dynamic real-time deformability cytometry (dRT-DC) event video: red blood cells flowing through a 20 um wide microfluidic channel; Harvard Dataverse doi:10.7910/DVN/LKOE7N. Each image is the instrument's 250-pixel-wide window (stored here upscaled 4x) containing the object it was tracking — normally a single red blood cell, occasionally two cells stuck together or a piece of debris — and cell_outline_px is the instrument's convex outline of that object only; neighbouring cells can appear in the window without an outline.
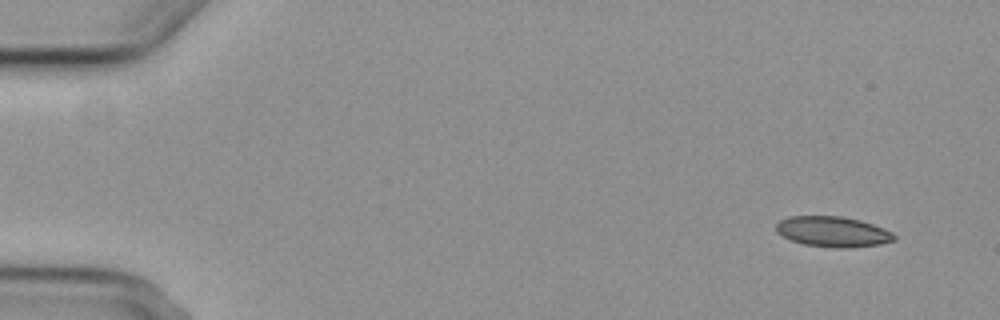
{"species": "common noctule bat (a hibernating species)", "species_latin": "Nyctalus noctula", "temperature_condition": "cold", "stored_images_in_passage": 8, "camera_frame_rate_fps": 3000, "um_per_image_px": 0.085, "animal": {"sex": "female", "body_mass_g": 29.2, "forearm_length_mm": 56.3}, "frame": {"image": 1, "passage_image": 1, "time_ms": 0.0, "image_size_px": [1000, 320], "cell_outline_px": [[896, 240], [880, 244], [848, 248], [836, 248], [804, 244], [792, 240], [776, 232], [776, 224], [780, 220], [788, 216], [844, 216], [860, 220], [884, 228], [892, 232], [896, 236]], "centroid_in_image_um": [70.81, 19.69], "position_along_channel_um": 14.2, "area_um2": 20.98}}
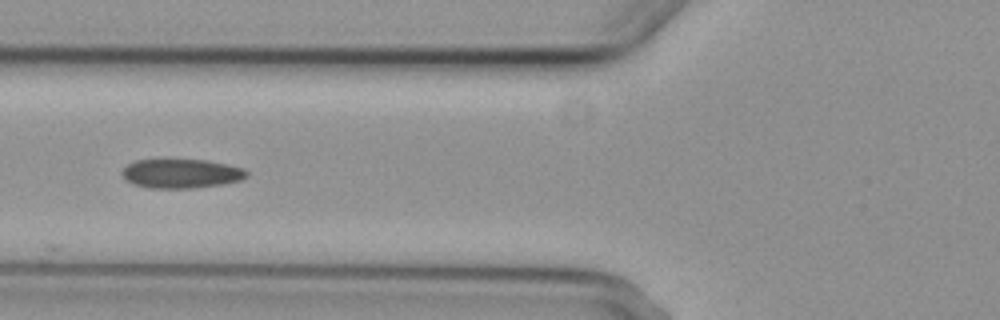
{"frame": {"image": 2, "passage_image": 6, "time_ms": 6.0, "image_size_px": [1000, 320], "cell_outline_px": [[248, 176], [240, 180], [224, 184], [192, 188], [148, 188], [132, 184], [124, 180], [120, 172], [128, 164], [136, 160], [204, 160], [228, 164], [244, 168], [248, 172]], "centroid_in_image_um": [15.39, 14.76], "position_along_channel_um": 110.4, "area_um2": 21.33}}
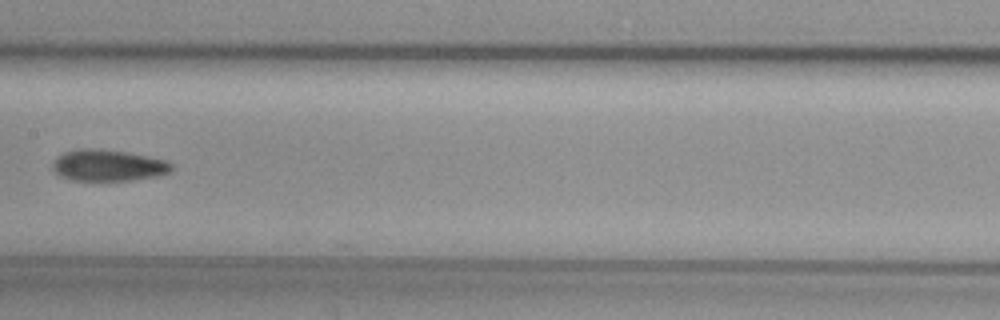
{"frame": {"image": 3, "passage_image": 8, "time_ms": 8.333, "image_size_px": [1000, 320], "cell_outline_px": [[172, 168], [168, 172], [156, 176], [132, 180], [72, 180], [60, 176], [52, 168], [52, 164], [64, 152], [80, 148], [96, 148], [128, 152], [168, 160], [172, 164]], "centroid_in_image_um": [9.21, 14.05], "position_along_channel_um": 198.2, "area_um2": 21.68}}